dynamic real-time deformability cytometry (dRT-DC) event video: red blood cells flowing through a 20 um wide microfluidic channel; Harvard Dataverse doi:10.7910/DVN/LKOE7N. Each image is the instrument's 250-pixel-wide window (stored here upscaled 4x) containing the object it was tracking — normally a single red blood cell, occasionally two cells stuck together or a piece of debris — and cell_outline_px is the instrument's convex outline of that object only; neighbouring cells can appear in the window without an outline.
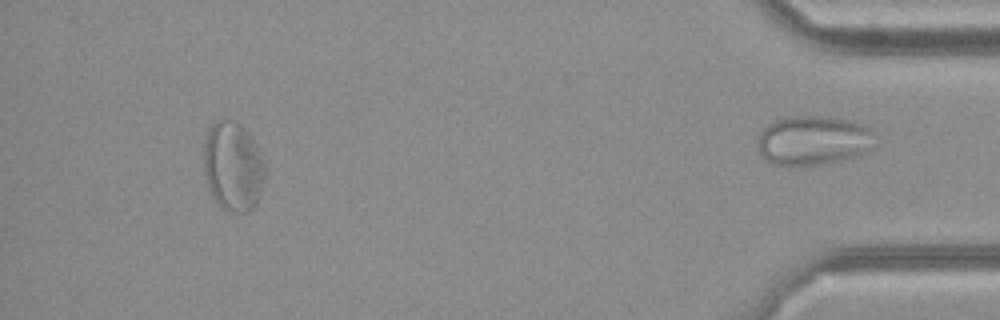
{"species": "common noctule bat (a hibernating species)", "species_latin": "Nyctalus noctula", "temperature_condition": "cold", "stored_images_in_passage": 32, "segment_of_instrument_passage": [2, 2], "camera_frame_rate_fps": 3000, "um_per_image_px": 0.085, "animal": {"sex": "female", "body_mass_g": 21.9}, "frame": {"image": 1, "passage_image": 32, "time_ms": 10.333, "image_size_px": [1000, 320], "cell_outline_px": [[880, 140], [868, 152], [840, 160], [820, 164], [772, 164], [760, 156], [756, 144], [756, 136], [768, 124], [776, 120], [788, 116], [828, 116], [852, 120], [868, 124], [876, 132]], "centroid_in_image_um": [69.21, 11.9], "position_along_channel_um": 366.0, "area_um2": 34.74}}